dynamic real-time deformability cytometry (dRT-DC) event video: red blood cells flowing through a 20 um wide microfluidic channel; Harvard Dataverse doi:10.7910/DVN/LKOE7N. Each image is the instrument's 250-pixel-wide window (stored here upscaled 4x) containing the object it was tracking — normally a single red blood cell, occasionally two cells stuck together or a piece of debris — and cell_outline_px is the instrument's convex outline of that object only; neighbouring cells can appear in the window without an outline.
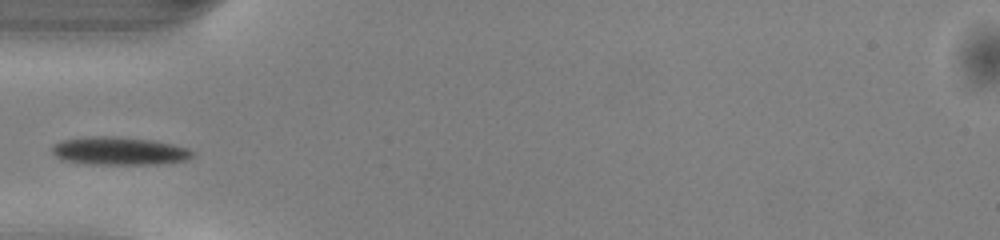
{"species": "common noctule bat (a hibernating species)", "species_latin": "Nyctalus noctula", "temperature_condition": "warm", "stored_images_in_passage": 35, "camera_frame_rate_fps": 3000, "um_per_image_px": 0.085, "animal": {"sex": "male", "body_mass_g": 13.0, "forearm_length_mm": 53.1}, "frame": {"image": 1, "passage_image": 1, "time_ms": 0.0, "image_size_px": [1000, 240], "cell_outline_px": [[196, 156], [188, 160], [160, 164], [84, 164], [60, 160], [52, 152], [52, 148], [56, 144], [64, 140], [88, 136], [112, 136], [148, 140], [172, 144], [188, 148], [196, 152]], "centroid_in_image_um": [10.17, 12.85], "position_along_channel_um": 74.8, "area_um2": 23.06}}
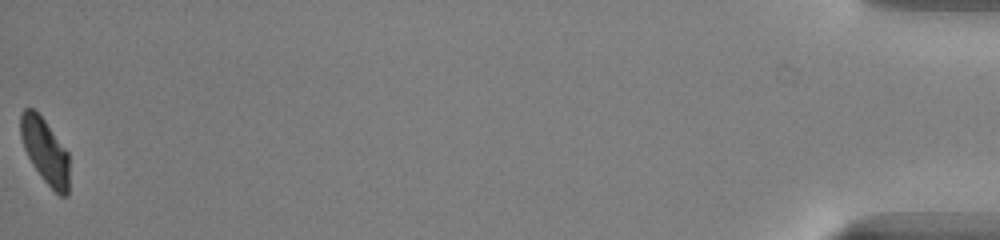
{"frame": {"image": 2, "passage_image": 35, "time_ms": 11.333, "image_size_px": [1000, 240], "cell_outline_px": [[68, 196], [60, 196], [44, 180], [32, 164], [24, 148], [20, 136], [20, 116], [24, 108], [32, 108], [44, 120], [68, 152]], "centroid_in_image_um": [3.82, 12.83], "position_along_channel_um": 431.4, "area_um2": 18.15}}